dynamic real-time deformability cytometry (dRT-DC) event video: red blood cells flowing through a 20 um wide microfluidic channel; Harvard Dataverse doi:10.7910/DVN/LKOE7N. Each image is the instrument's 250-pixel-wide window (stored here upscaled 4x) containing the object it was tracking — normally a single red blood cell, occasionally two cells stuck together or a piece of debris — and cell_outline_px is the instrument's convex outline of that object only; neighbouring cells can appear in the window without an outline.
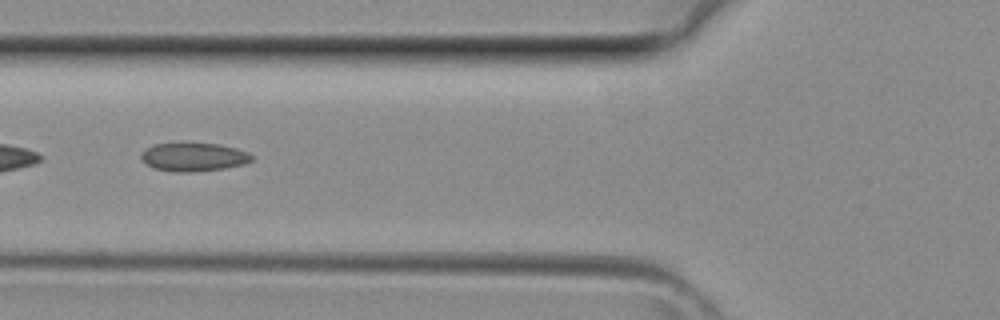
{"species": "common noctule bat (a hibernating species)", "species_latin": "Nyctalus noctula", "temperature_condition": "room temperature", "stored_images_in_passage": 30, "camera_frame_rate_fps": 3000, "um_per_image_px": 0.085, "animal": {"sex": "female", "body_mass_g": 29.2, "forearm_length_mm": 56.3}, "frame": {"image": 1, "passage_image": 5, "time_ms": 1.333, "image_size_px": [1000, 320], "cell_outline_px": [[252, 160], [244, 164], [224, 168], [196, 172], [172, 172], [152, 168], [140, 156], [140, 152], [144, 148], [152, 144], [220, 144], [236, 148], [248, 152], [252, 156]], "centroid_in_image_um": [16.43, 13.36], "position_along_channel_um": 109.4, "area_um2": 18.32}}